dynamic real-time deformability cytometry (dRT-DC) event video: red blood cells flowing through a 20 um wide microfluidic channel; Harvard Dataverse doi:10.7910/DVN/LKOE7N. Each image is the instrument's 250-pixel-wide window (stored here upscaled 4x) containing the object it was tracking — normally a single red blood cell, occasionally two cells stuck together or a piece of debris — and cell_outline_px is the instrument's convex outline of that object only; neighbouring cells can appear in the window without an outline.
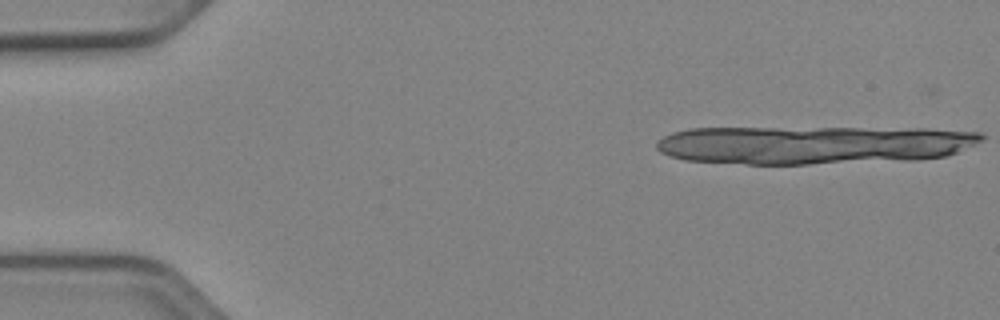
{"species": "Egyptian fruit bat (a non-hibernating species)", "species_latin": "Rousettus aegyptiacus", "temperature_condition": "cold", "stored_images_in_passage": 2, "segment_of_instrument_passage": [1, 2], "camera_frame_rate_fps": 3000, "um_per_image_px": 0.085, "animal": {"sex": "female"}, "frame": {"image": 1, "passage_image": 1, "time_ms": 0.0, "image_size_px": [1000, 320], "cell_outline_px": [[976, 136], [948, 152], [936, 156], [788, 164], [784, 164], [820, 132], [944, 132]], "centroid_in_image_um": [74.49, 12.41], "position_along_channel_um": 10.5, "area_um2": 30.58}}